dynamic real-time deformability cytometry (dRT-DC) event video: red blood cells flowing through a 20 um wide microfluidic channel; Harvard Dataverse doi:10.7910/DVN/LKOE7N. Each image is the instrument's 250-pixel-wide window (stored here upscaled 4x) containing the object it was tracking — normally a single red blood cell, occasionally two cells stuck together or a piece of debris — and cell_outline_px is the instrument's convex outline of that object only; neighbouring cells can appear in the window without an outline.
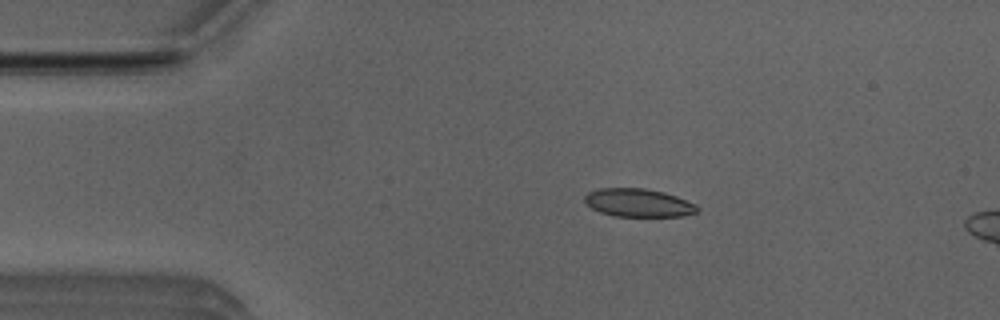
{"species": "Egyptian fruit bat (a non-hibernating species)", "species_latin": "Rousettus aegyptiacus", "temperature_condition": "room temperature", "stored_images_in_passage": 3, "camera_frame_rate_fps": 3000, "um_per_image_px": 0.085, "animal": {"sex": "male"}, "frame": {"image": 1, "passage_image": 2, "time_ms": 0.333, "image_size_px": [1000, 320], "cell_outline_px": [[700, 208], [696, 212], [684, 216], [612, 216], [600, 212], [592, 208], [584, 200], [584, 196], [588, 192], [600, 188], [644, 188], [664, 192], [676, 196], [696, 204]], "centroid_in_image_um": [54.27, 17.23], "position_along_channel_um": 30.7, "area_um2": 18.5}}